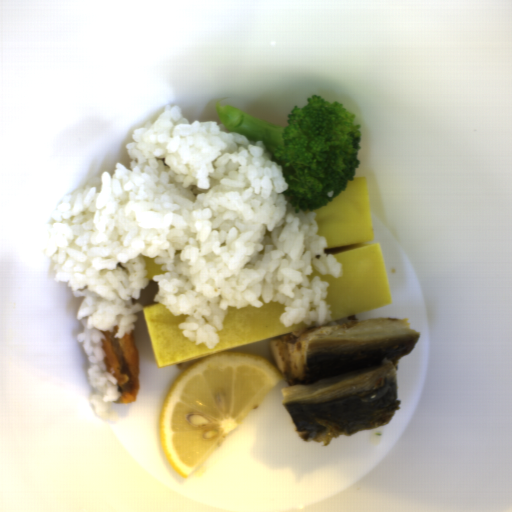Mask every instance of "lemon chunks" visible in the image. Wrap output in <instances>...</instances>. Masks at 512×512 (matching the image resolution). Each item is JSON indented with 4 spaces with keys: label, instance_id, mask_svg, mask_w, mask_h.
I'll return each instance as SVG.
<instances>
[{
    "label": "lemon chunks",
    "instance_id": "obj_1",
    "mask_svg": "<svg viewBox=\"0 0 512 512\" xmlns=\"http://www.w3.org/2000/svg\"><path fill=\"white\" fill-rule=\"evenodd\" d=\"M284 380L272 360L219 351L180 372L159 412L166 460L194 474Z\"/></svg>",
    "mask_w": 512,
    "mask_h": 512
}]
</instances>
